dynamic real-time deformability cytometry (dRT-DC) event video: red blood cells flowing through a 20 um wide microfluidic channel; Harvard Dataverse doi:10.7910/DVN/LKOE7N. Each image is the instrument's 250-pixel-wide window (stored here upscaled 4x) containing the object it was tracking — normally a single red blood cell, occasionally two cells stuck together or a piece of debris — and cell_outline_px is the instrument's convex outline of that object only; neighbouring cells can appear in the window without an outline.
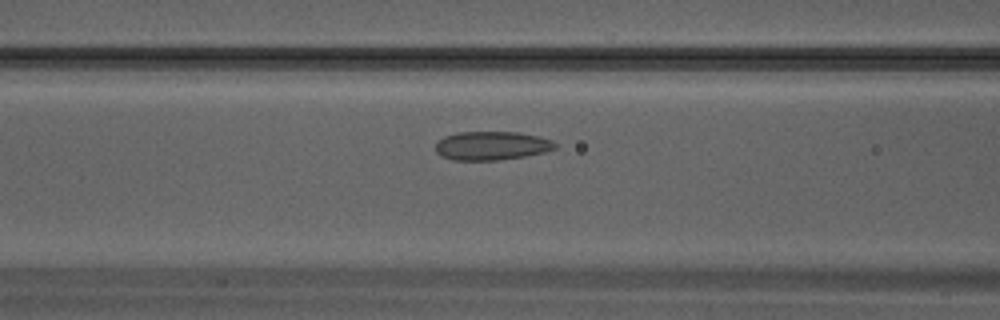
{"species": "Egyptian fruit bat (a non-hibernating species)", "species_latin": "Rousettus aegyptiacus", "temperature_condition": "warm", "stored_images_in_passage": 23, "camera_frame_rate_fps": 3000, "um_per_image_px": 0.085, "animal": {"sex": "male"}, "frame": {"image": 1, "passage_image": 4, "time_ms": 1.0, "image_size_px": [1000, 320], "cell_outline_px": [[556, 148], [544, 152], [524, 156], [496, 160], [452, 160], [440, 156], [436, 152], [436, 144], [444, 136], [460, 132], [520, 132], [540, 136], [552, 140], [556, 144]], "centroid_in_image_um": [41.79, 12.38], "position_along_channel_um": 124.8, "area_um2": 20.0}}
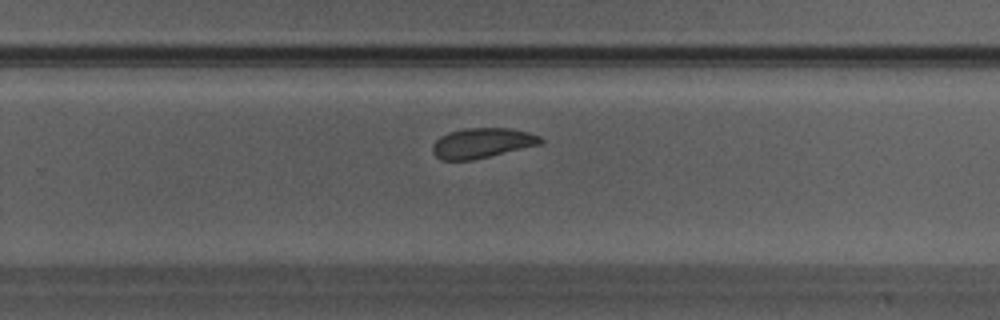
{"frame": {"image": 2, "passage_image": 12, "time_ms": 3.667, "image_size_px": [1000, 320], "cell_outline_px": [[544, 140], [540, 144], [472, 160], [440, 160], [432, 152], [432, 144], [440, 136], [448, 132], [464, 128], [508, 128], [528, 132], [540, 136]], "centroid_in_image_um": [40.93, 12.15], "position_along_channel_um": 288.9, "area_um2": 18.84}}
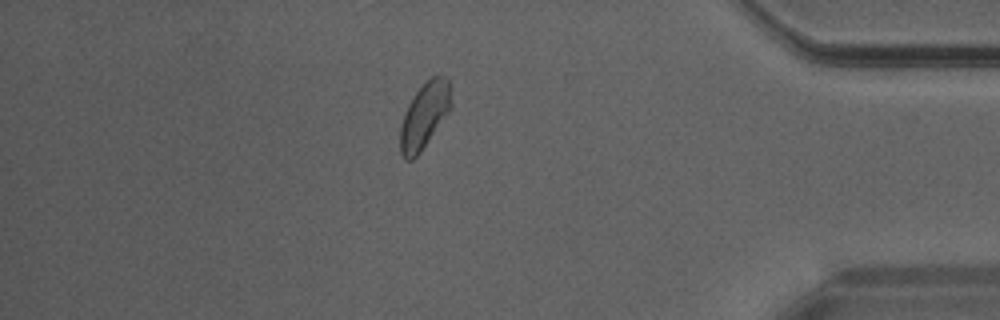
{"frame": {"image": 3, "passage_image": 19, "time_ms": 6.0, "image_size_px": [1000, 320], "cell_outline_px": [[452, 108], [420, 152], [412, 160], [404, 160], [400, 152], [400, 128], [404, 112], [412, 96], [432, 76], [448, 76], [452, 104]], "centroid_in_image_um": [36.08, 9.82], "position_along_channel_um": 399.1, "area_um2": 19.54}}